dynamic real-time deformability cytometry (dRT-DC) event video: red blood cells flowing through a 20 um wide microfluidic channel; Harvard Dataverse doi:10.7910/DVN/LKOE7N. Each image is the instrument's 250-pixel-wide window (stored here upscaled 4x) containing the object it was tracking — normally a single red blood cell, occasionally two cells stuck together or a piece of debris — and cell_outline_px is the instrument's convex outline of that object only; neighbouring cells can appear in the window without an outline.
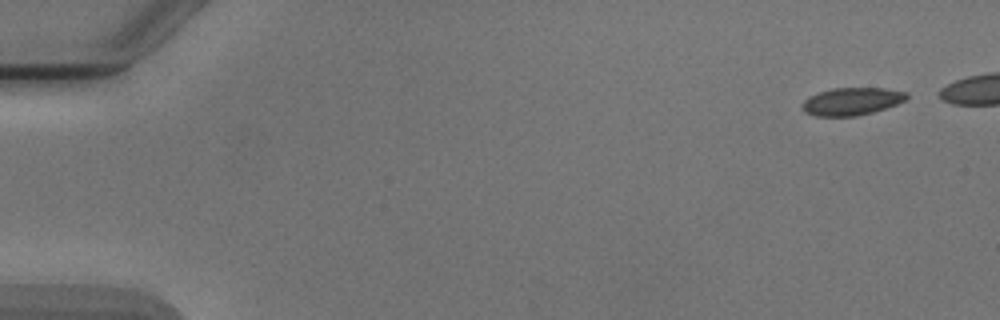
{"species": "Egyptian fruit bat (a non-hibernating species)", "species_latin": "Rousettus aegyptiacus", "temperature_condition": "cold", "stored_images_in_passage": 6, "camera_frame_rate_fps": 3000, "um_per_image_px": 0.085, "animal": {"sex": "male"}, "frame": {"image": 1, "passage_image": 1, "time_ms": 0.0, "image_size_px": [1000, 320], "cell_outline_px": [[908, 96], [904, 100], [896, 104], [872, 112], [856, 116], [816, 116], [804, 112], [800, 108], [800, 104], [808, 96], [832, 88], [884, 88], [908, 92]], "centroid_in_image_um": [72.34, 8.61], "position_along_channel_um": 12.7, "area_um2": 16.82}}
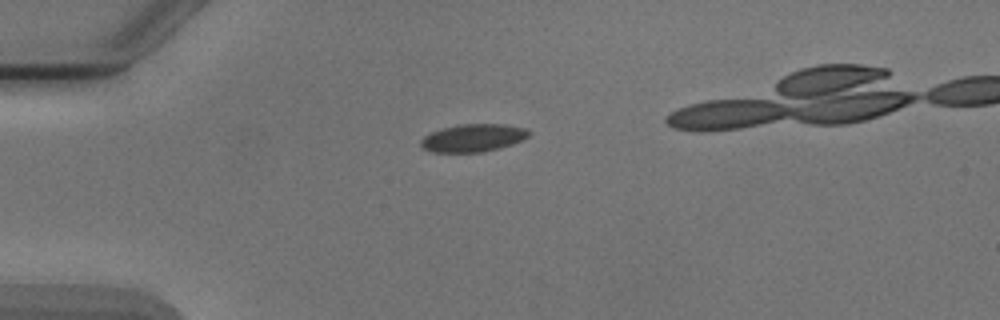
{"frame": {"image": 2, "passage_image": 4, "time_ms": 3.667, "image_size_px": [1000, 320], "cell_outline_px": [[532, 132], [528, 136], [512, 144], [500, 148], [484, 152], [432, 152], [424, 148], [420, 144], [420, 140], [424, 136], [432, 132], [444, 128], [460, 124], [504, 124], [524, 128]], "centroid_in_image_um": [40.22, 11.72], "position_along_channel_um": 44.8, "area_um2": 17.34}}
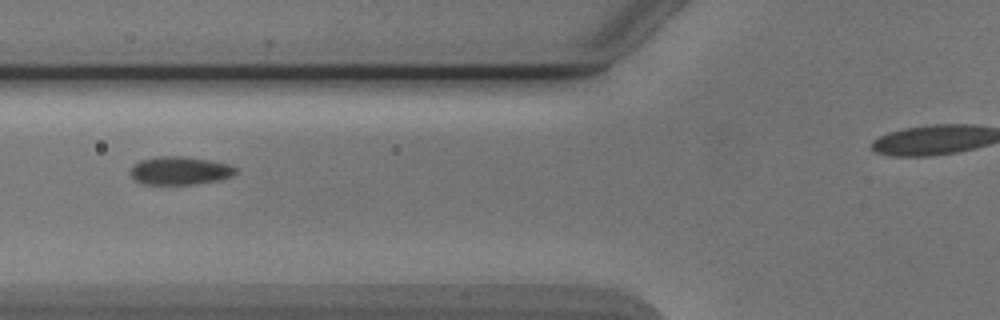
{"frame": {"image": 3, "passage_image": 6, "time_ms": 6.0, "image_size_px": [1000, 320], "cell_outline_px": [[236, 172], [232, 176], [220, 180], [196, 184], [144, 184], [136, 180], [132, 176], [132, 164], [140, 160], [160, 156], [184, 156], [212, 160], [228, 164], [236, 168]], "centroid_in_image_um": [15.32, 14.5], "position_along_channel_um": 110.5, "area_um2": 17.28}}